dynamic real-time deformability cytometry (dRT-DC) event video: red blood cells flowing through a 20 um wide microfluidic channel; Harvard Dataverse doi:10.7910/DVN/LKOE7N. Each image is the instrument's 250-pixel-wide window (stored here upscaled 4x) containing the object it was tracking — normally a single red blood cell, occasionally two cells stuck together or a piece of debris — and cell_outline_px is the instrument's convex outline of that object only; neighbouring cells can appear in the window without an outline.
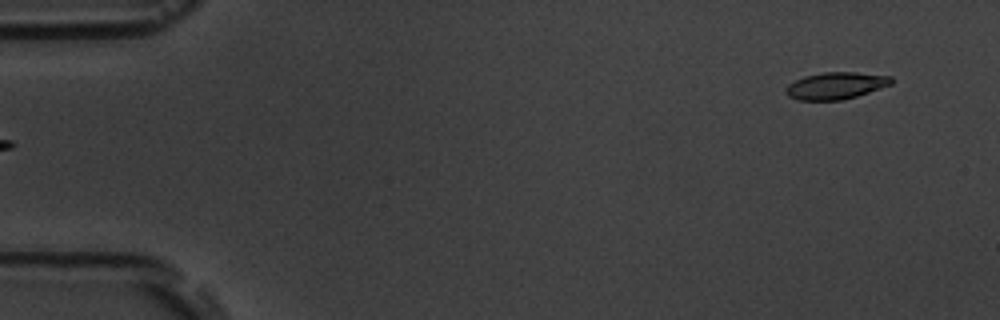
{"species": "common noctule bat (a hibernating species)", "species_latin": "Nyctalus noctula", "temperature_condition": "room temperature", "stored_images_in_passage": 6, "segment_of_instrument_passage": [2, 2], "camera_frame_rate_fps": 3000, "um_per_image_px": 0.085, "animal": {"sex": "male", "body_mass_g": 19.5, "forearm_length_mm": 54.6}, "frame": {"image": 1, "passage_image": 6, "time_ms": 6.0, "image_size_px": [1000, 320], "cell_outline_px": [[892, 84], [856, 96], [840, 100], [796, 100], [788, 96], [784, 92], [788, 84], [804, 76], [824, 72], [856, 72], [892, 76]], "centroid_in_image_um": [71.02, 7.28], "position_along_channel_um": 14.0, "area_um2": 16.53}}